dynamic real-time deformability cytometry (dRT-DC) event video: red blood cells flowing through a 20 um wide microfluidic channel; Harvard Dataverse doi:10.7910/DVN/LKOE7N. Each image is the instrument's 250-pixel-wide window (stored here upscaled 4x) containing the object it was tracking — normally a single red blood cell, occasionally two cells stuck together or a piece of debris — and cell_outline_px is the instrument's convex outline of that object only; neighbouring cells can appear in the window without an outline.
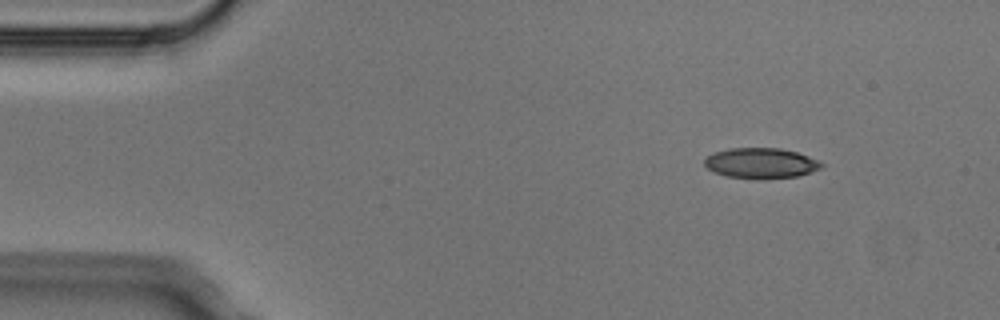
{"species": "Egyptian fruit bat (a non-hibernating species)", "species_latin": "Rousettus aegyptiacus", "temperature_condition": "cold", "stored_images_in_passage": 3, "camera_frame_rate_fps": 3000, "um_per_image_px": 0.085, "animal": {"sex": "male"}, "frame": {"image": 1, "passage_image": 1, "time_ms": 0.0, "image_size_px": [1000, 320], "cell_outline_px": [[824, 164], [820, 168], [796, 176], [760, 180], [728, 176], [712, 172], [704, 164], [704, 160], [708, 156], [716, 152], [728, 148], [780, 148], [796, 152], [820, 160]], "centroid_in_image_um": [64.67, 13.87], "position_along_channel_um": 20.3, "area_um2": 20.75}}